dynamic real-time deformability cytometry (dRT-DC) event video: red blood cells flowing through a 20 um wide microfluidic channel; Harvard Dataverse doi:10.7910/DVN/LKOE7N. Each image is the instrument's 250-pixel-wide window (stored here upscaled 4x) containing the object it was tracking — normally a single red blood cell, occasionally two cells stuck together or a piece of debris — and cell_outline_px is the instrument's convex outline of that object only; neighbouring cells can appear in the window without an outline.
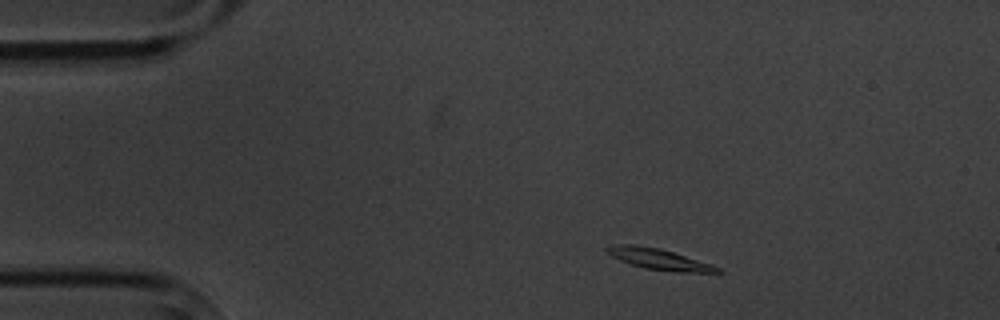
{"species": "common noctule bat (a hibernating species)", "species_latin": "Nyctalus noctula", "temperature_condition": "cold", "stored_images_in_passage": 3, "camera_frame_rate_fps": 3000, "um_per_image_px": 0.085, "animal": {"sex": "male", "body_mass_g": 20.1, "forearm_length_mm": 53.5}, "frame": {"image": 1, "passage_image": 1, "time_ms": 0.0, "image_size_px": [1000, 320], "cell_outline_px": [[724, 272], [672, 272], [644, 268], [620, 260], [612, 256], [604, 248], [612, 244], [636, 244], [660, 248], [712, 264], [720, 268]], "centroid_in_image_um": [56.01, 22.02], "position_along_channel_um": 29.0, "area_um2": 13.53}}